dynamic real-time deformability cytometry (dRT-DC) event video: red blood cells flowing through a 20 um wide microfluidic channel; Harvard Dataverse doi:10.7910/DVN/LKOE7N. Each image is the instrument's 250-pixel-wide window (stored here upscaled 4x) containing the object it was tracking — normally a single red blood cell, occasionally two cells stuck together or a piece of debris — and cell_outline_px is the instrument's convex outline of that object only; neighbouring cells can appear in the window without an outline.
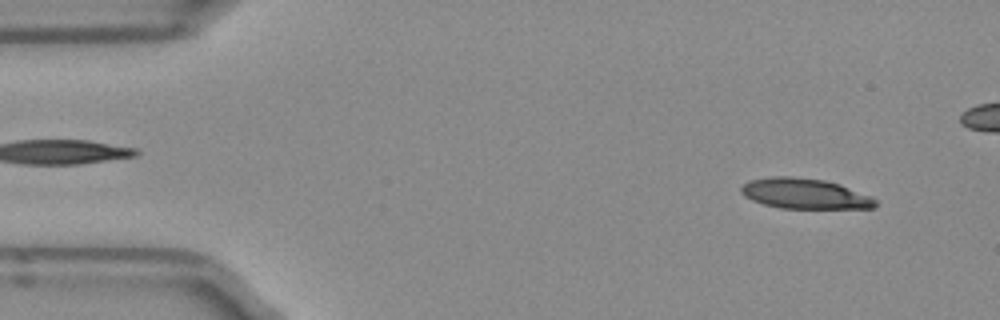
{"species": "Egyptian fruit bat (a non-hibernating species)", "species_latin": "Rousettus aegyptiacus", "temperature_condition": "room temperature", "stored_images_in_passage": 50, "camera_frame_rate_fps": 3000, "um_per_image_px": 0.085, "frame": {"image": 1, "passage_image": 3, "time_ms": 0.667, "image_size_px": [1000, 320], "cell_outline_px": [[880, 204], [872, 208], [780, 208], [764, 204], [752, 200], [744, 196], [740, 192], [740, 188], [748, 180], [772, 176], [788, 176], [824, 180], [840, 184], [872, 196]], "centroid_in_image_um": [68.41, 16.46], "position_along_channel_um": 16.6, "area_um2": 23.87}}
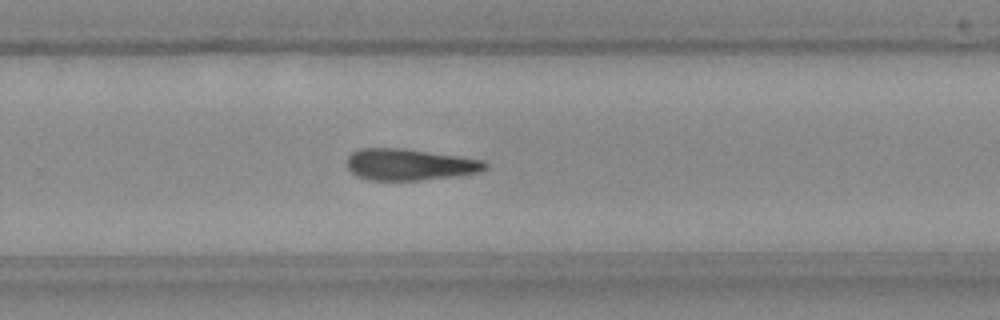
{"frame": {"image": 2, "passage_image": 31, "time_ms": 10.0, "image_size_px": [1000, 320], "cell_outline_px": [[488, 168], [480, 172], [456, 176], [420, 180], [368, 180], [356, 176], [348, 168], [348, 156], [356, 148], [404, 148], [484, 160], [488, 164]], "centroid_in_image_um": [34.82, 13.98], "position_along_channel_um": 295.0, "area_um2": 25.49}}
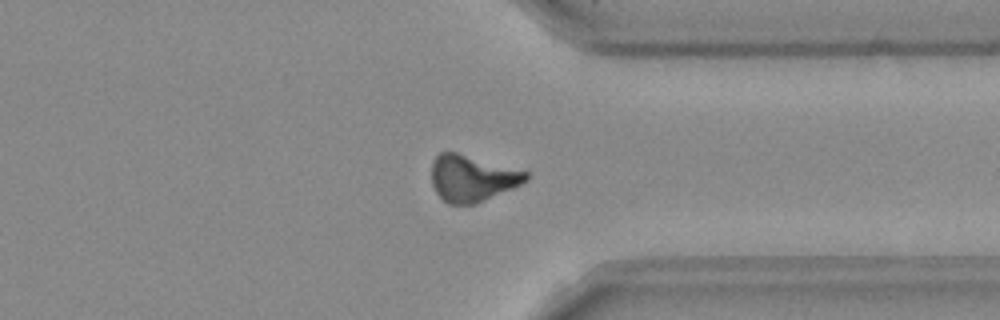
{"frame": {"image": 3, "passage_image": 37, "time_ms": 12.0, "image_size_px": [1000, 320], "cell_outline_px": [[528, 180], [512, 188], [476, 204], [448, 204], [436, 192], [432, 184], [432, 160], [440, 152], [456, 152], [528, 172]], "centroid_in_image_um": [40.1, 15.15], "position_along_channel_um": 371.3, "area_um2": 25.26}, "authors_computed_cell_mechanics": {"area_um2": 25.0563, "velocity_mm_per_s": 3.9737, "shape_relaxation_time_tau1_ms": 7.144, "shape_relaxation_time_tau2_ms": null, "deformation_change_tau1": 0.2008, "deformation_change_tau2": null}}